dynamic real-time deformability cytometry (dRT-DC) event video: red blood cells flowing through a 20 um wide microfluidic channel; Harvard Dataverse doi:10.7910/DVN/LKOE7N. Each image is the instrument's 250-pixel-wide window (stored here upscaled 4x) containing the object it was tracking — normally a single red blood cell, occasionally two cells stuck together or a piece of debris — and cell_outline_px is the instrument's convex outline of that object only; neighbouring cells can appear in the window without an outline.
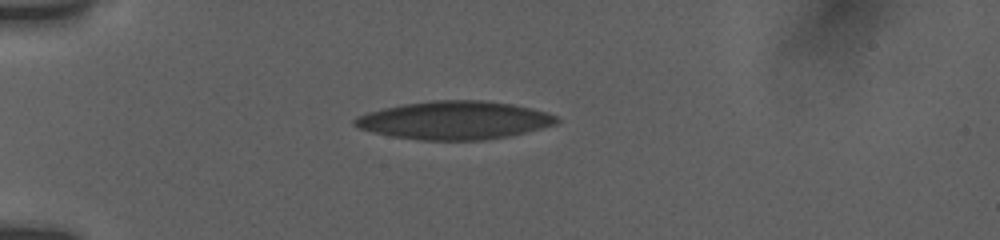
{"species": "human", "species_latin": "Homo sapiens", "temperature_condition": "room temperature", "stored_images_in_passage": 17, "camera_frame_rate_fps": 3000, "um_per_image_px": 0.085, "donor": {"sex": "female"}, "frame": {"image": 1, "passage_image": 4, "time_ms": 1.667, "image_size_px": [1000, 240], "cell_outline_px": [[560, 120], [556, 124], [508, 136], [476, 140], [424, 140], [392, 136], [360, 128], [352, 124], [352, 120], [356, 116], [368, 112], [384, 108], [404, 104], [432, 100], [488, 100], [512, 104], [532, 108], [556, 116]], "centroid_in_image_um": [38.62, 10.21], "position_along_channel_um": 46.4, "area_um2": 44.56}}
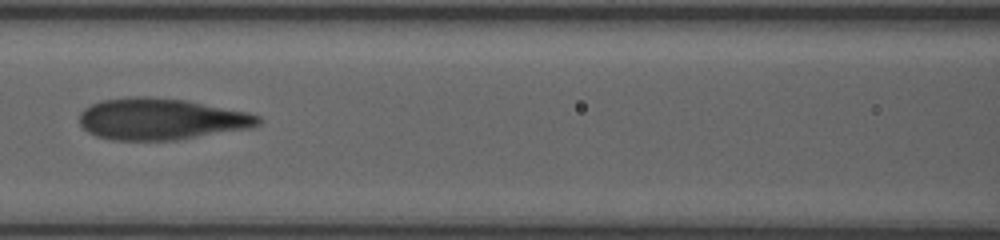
{"frame": {"image": 2, "passage_image": 10, "time_ms": 5.333, "image_size_px": [1000, 240], "cell_outline_px": [[260, 124], [248, 128], [176, 140], [112, 140], [96, 136], [88, 132], [80, 124], [80, 112], [84, 108], [100, 100], [128, 96], [148, 96], [184, 100], [248, 112], [260, 116]], "centroid_in_image_um": [13.64, 10.11], "position_along_channel_um": 153.0, "area_um2": 43.18}}
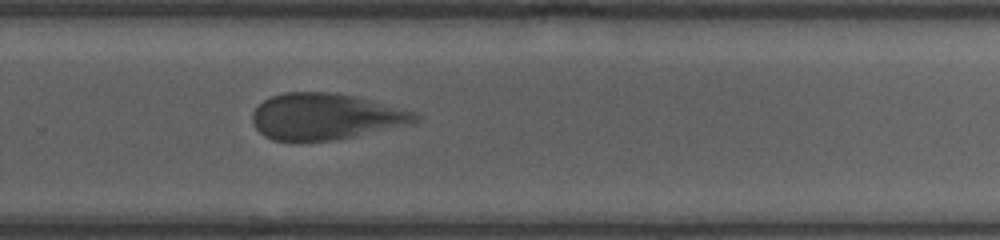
{"frame": {"image": 3, "passage_image": 17, "time_ms": 9.333, "image_size_px": [1000, 240], "cell_outline_px": [[420, 120], [412, 124], [352, 136], [328, 140], [272, 140], [264, 136], [256, 128], [252, 120], [252, 112], [264, 100], [272, 96], [284, 92], [336, 92], [372, 100], [416, 112], [420, 116]], "centroid_in_image_um": [27.68, 9.89], "position_along_channel_um": 302.1, "area_um2": 43.64}}